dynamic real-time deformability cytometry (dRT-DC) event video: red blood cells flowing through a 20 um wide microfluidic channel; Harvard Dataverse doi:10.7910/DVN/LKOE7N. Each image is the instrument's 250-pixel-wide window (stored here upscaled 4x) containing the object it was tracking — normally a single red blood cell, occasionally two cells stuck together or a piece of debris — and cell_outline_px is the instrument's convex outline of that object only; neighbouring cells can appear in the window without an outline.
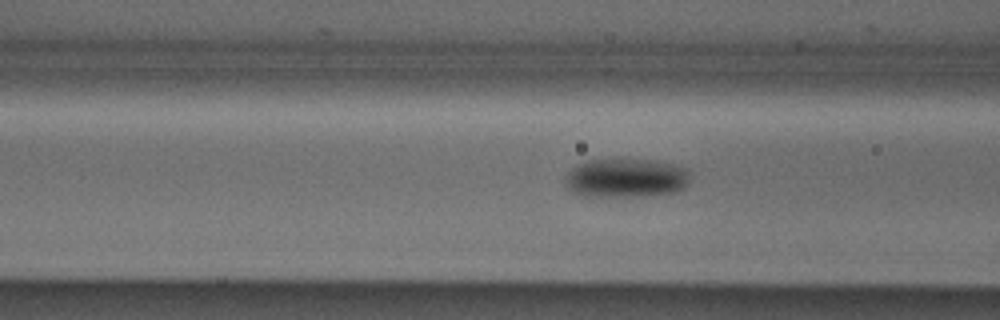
{"species": "Egyptian fruit bat (a non-hibernating species)", "species_latin": "Rousettus aegyptiacus", "temperature_condition": "cold", "stored_images_in_passage": 38, "camera_frame_rate_fps": 3000, "um_per_image_px": 0.085, "animal": {"sex": "male"}, "frame": {"image": 1, "passage_image": 9, "time_ms": 2.667, "image_size_px": [1000, 320], "cell_outline_px": [[688, 184], [684, 188], [676, 192], [644, 196], [584, 196], [568, 188], [564, 184], [564, 180], [568, 172], [572, 168], [588, 160], [620, 156], [656, 160], [676, 164], [688, 168]], "centroid_in_image_um": [53.23, 15.08], "position_along_channel_um": 113.4, "area_um2": 29.36}}
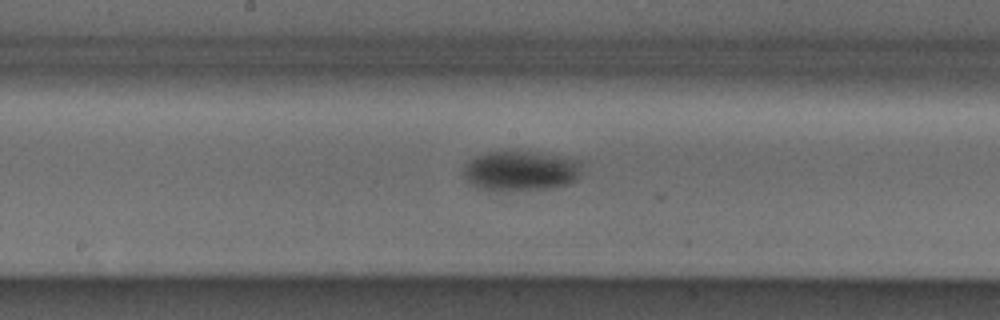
{"frame": {"image": 2, "passage_image": 16, "time_ms": 5.0, "image_size_px": [1000, 320], "cell_outline_px": [[580, 164], [576, 180], [568, 184], [552, 188], [500, 192], [476, 188], [464, 176], [464, 164], [468, 160], [476, 156], [488, 152], [524, 152], [580, 160]], "centroid_in_image_um": [44.18, 14.57], "position_along_channel_um": 204.0, "area_um2": 27.28}}
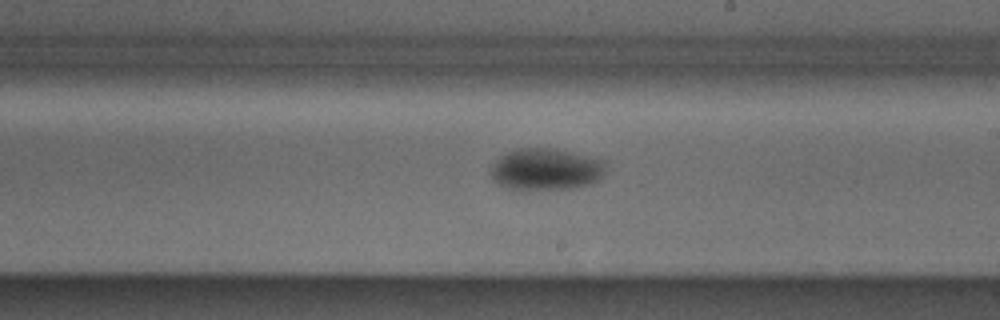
{"frame": {"image": 3, "passage_image": 19, "time_ms": 6.0, "image_size_px": [1000, 320], "cell_outline_px": [[604, 172], [600, 180], [592, 184], [572, 188], [508, 188], [492, 180], [492, 164], [500, 156], [508, 152], [520, 148], [552, 148], [604, 160]], "centroid_in_image_um": [46.42, 14.37], "position_along_channel_um": 242.6, "area_um2": 27.46}, "authors_computed_cell_mechanics": {"area_um2": 26.8192, "velocity_mm_per_s": 3.8805, "shape_relaxation_time_tau1_ms": 2.1255, "shape_relaxation_time_tau2_ms": null, "deformation_change_tau1": 0.0866, "deformation_change_tau2": null}}